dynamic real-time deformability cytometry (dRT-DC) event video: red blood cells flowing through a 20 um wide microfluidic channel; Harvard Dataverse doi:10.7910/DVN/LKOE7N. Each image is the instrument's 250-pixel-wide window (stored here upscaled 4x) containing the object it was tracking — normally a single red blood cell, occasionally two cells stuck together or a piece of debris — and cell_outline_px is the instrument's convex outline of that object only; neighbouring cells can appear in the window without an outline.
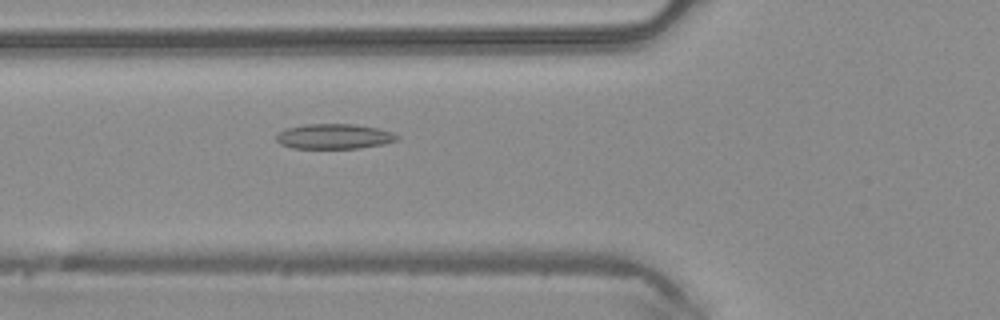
{"species": "common noctule bat (a hibernating species)", "species_latin": "Nyctalus noctula", "temperature_condition": "warm", "stored_images_in_passage": 48, "camera_frame_rate_fps": 3000, "um_per_image_px": 0.085, "animal": {"sex": "male", "body_mass_g": 20.4}, "frame": {"image": 1, "passage_image": 18, "time_ms": 5.667, "image_size_px": [1000, 320], "cell_outline_px": [[400, 136], [396, 140], [384, 144], [360, 148], [292, 148], [280, 144], [276, 140], [276, 136], [280, 132], [288, 128], [304, 124], [356, 124], [380, 128], [392, 132]], "centroid_in_image_um": [28.43, 11.59], "position_along_channel_um": 97.4, "area_um2": 17.69}}
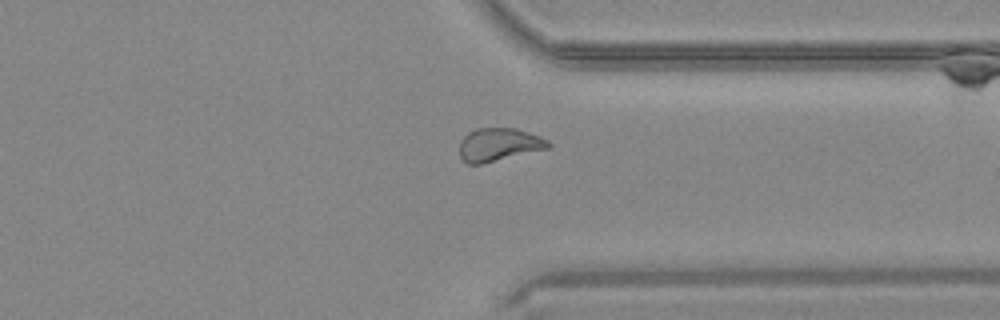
{"frame": {"image": 2, "passage_image": 37, "time_ms": 12.0, "image_size_px": [1000, 320], "cell_outline_px": [[552, 148], [480, 164], [468, 164], [460, 156], [460, 140], [468, 132], [476, 128], [516, 128], [540, 136], [548, 140], [552, 144]], "centroid_in_image_um": [42.44, 12.28], "position_along_channel_um": 369.0, "area_um2": 17.28}}
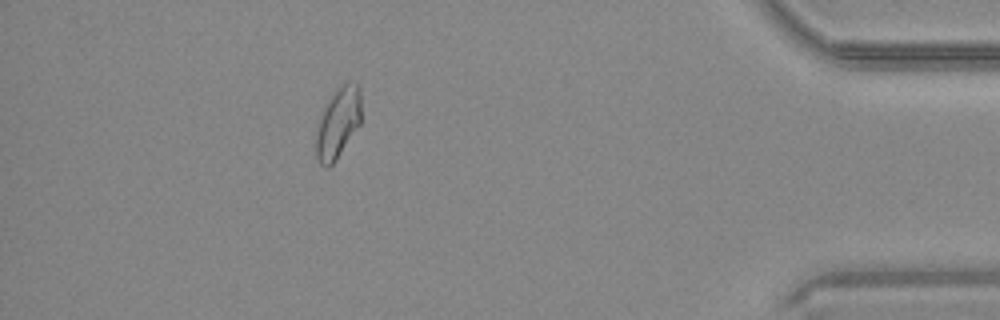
{"frame": {"image": 3, "passage_image": 43, "time_ms": 14.0, "image_size_px": [1000, 320], "cell_outline_px": [[360, 124], [336, 160], [328, 168], [324, 168], [320, 164], [316, 156], [316, 124], [324, 104], [332, 92], [340, 84], [348, 80], [356, 80], [360, 88]], "centroid_in_image_um": [28.71, 10.38], "position_along_channel_um": 406.5, "area_um2": 19.25}}